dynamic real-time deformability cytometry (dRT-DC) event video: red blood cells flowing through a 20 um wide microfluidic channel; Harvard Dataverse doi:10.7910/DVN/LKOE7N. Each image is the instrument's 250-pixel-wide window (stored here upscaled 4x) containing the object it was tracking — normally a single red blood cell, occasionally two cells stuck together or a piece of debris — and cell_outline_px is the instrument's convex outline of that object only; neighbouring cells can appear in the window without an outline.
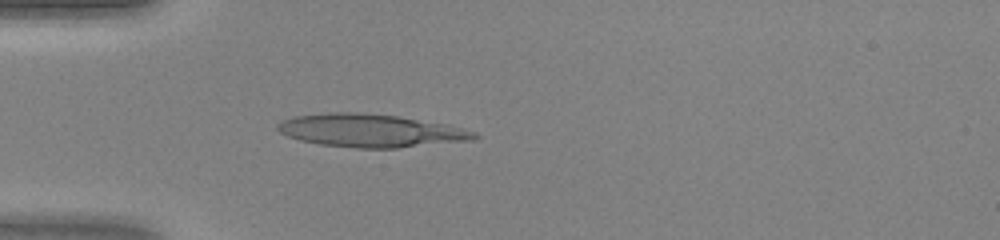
{"species": "human", "species_latin": "Homo sapiens", "temperature_condition": "warm", "stored_images_in_passage": 29, "camera_frame_rate_fps": 3000, "um_per_image_px": 0.085, "donor": {"sex": "female"}, "frame": {"image": 1, "passage_image": 1, "time_ms": 0.0, "image_size_px": [1000, 240], "cell_outline_px": [[480, 136], [472, 140], [396, 148], [356, 148], [320, 144], [300, 140], [288, 136], [280, 132], [276, 128], [276, 124], [292, 116], [328, 112], [360, 112], [400, 116], [444, 124], [476, 132]], "centroid_in_image_um": [31.47, 11.09], "position_along_channel_um": 53.5, "area_um2": 37.8}}
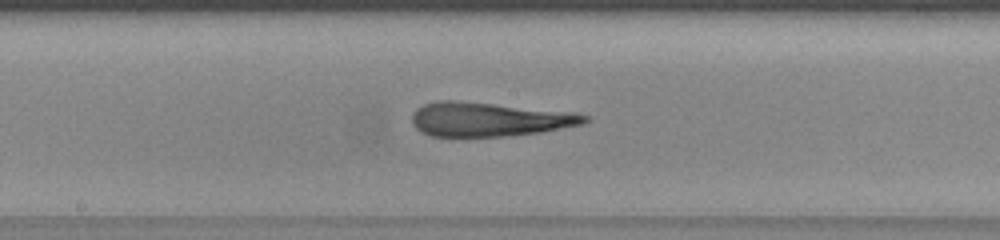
{"frame": {"image": 2, "passage_image": 12, "time_ms": 3.667, "image_size_px": [1000, 240], "cell_outline_px": [[592, 120], [584, 124], [540, 132], [504, 136], [432, 136], [420, 132], [412, 124], [412, 116], [416, 108], [424, 104], [440, 100], [456, 100], [576, 112], [592, 116]], "centroid_in_image_um": [41.62, 10.13], "position_along_channel_um": 206.6, "area_um2": 34.56}}
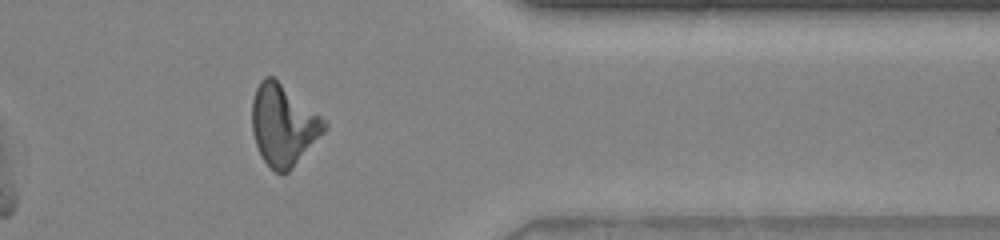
{"frame": {"image": 3, "passage_image": 25, "time_ms": 8.0, "image_size_px": [1000, 240], "cell_outline_px": [[328, 128], [292, 168], [288, 172], [276, 172], [264, 160], [256, 144], [252, 132], [252, 100], [256, 88], [260, 80], [264, 76], [272, 76], [328, 120]], "centroid_in_image_um": [24.11, 10.6], "position_along_channel_um": 387.3, "area_um2": 34.04}}